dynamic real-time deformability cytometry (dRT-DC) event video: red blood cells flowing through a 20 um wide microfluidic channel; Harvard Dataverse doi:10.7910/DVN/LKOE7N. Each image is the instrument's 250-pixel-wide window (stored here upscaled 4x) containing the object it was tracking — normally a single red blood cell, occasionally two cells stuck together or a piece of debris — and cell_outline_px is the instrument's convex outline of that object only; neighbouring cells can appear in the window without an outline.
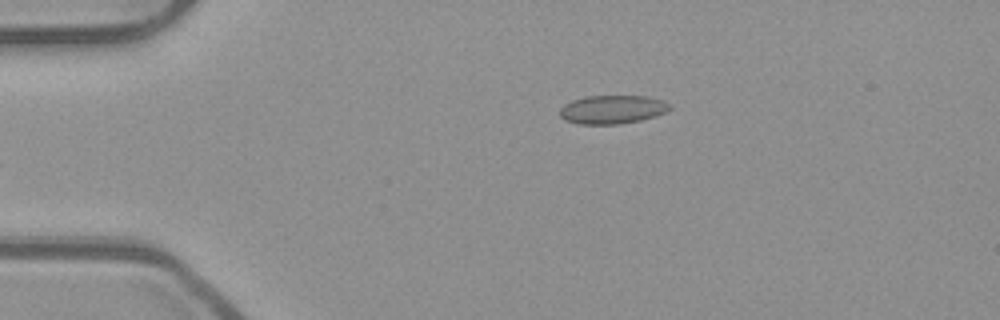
{"species": "common noctule bat (a hibernating species)", "species_latin": "Nyctalus noctula", "temperature_condition": "room temperature", "stored_images_in_passage": 37, "camera_frame_rate_fps": 3000, "um_per_image_px": 0.085, "animal": {"sex": "male", "body_mass_g": 23.1, "forearm_length_mm": 52.7}, "frame": {"image": 1, "passage_image": 1, "time_ms": 0.0, "image_size_px": [1000, 320], "cell_outline_px": [[672, 108], [656, 116], [640, 120], [620, 124], [580, 124], [564, 120], [560, 116], [560, 108], [564, 104], [572, 100], [584, 96], [648, 96], [664, 100], [672, 104]], "centroid_in_image_um": [52.07, 9.3], "position_along_channel_um": 32.9, "area_um2": 18.5}}
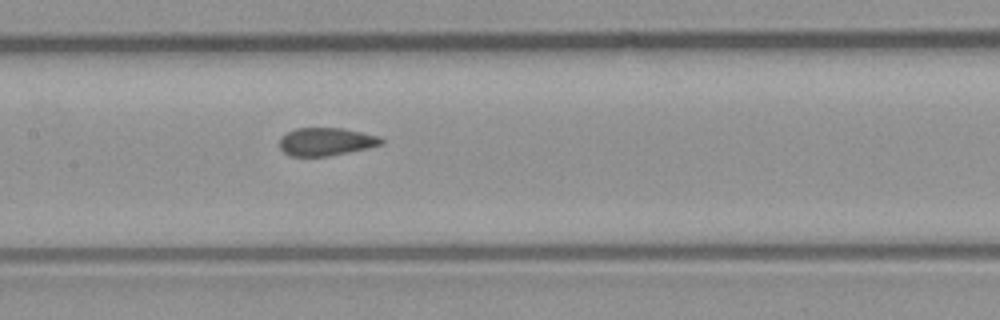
{"frame": {"image": 2, "passage_image": 16, "time_ms": 5.0, "image_size_px": [1000, 320], "cell_outline_px": [[384, 144], [368, 148], [328, 156], [288, 156], [280, 148], [280, 136], [296, 128], [344, 128], [380, 136], [384, 140]], "centroid_in_image_um": [27.73, 12.04], "position_along_channel_um": 179.7, "area_um2": 16.7}}
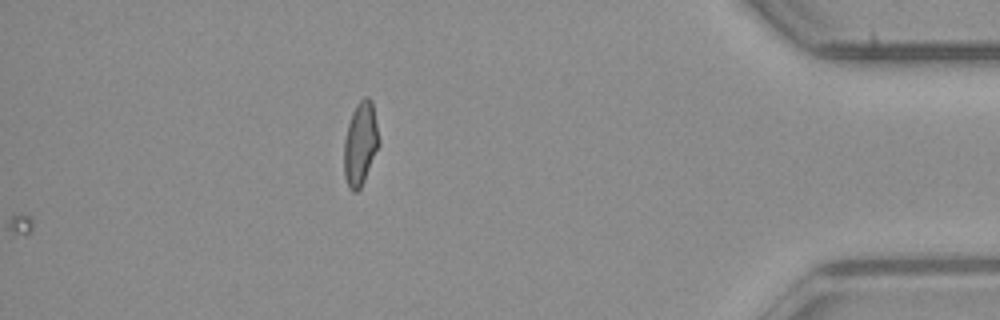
{"frame": {"image": 3, "passage_image": 37, "time_ms": 12.0, "image_size_px": [1000, 320], "cell_outline_px": [[380, 144], [364, 180], [360, 188], [356, 192], [352, 192], [348, 188], [344, 176], [344, 140], [348, 124], [352, 112], [356, 104], [364, 96], [368, 96], [372, 100], [380, 140]], "centroid_in_image_um": [30.63, 12.2], "position_along_channel_um": 404.6, "area_um2": 17.17}, "authors_computed_cell_mechanics": {"area_um2": 17.1666, "velocity_mm_per_s": 3.8884, "shape_relaxation_time_tau1_ms": null, "shape_relaxation_time_tau2_ms": 0.8904, "deformation_change_tau1": null, "deformation_change_tau2": 0.0701}}